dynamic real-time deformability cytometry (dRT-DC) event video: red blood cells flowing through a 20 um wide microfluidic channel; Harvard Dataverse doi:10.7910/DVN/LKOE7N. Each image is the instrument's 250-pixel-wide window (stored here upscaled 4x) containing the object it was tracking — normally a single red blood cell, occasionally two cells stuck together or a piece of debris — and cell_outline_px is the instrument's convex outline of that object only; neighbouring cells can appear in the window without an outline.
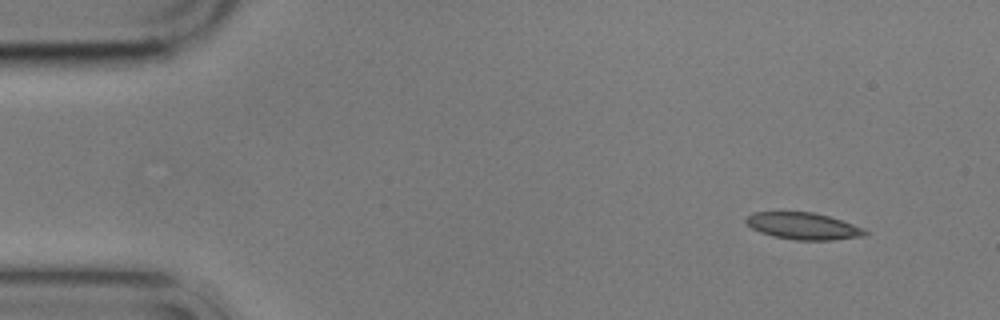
{"species": "common noctule bat (a hibernating species)", "species_latin": "Nyctalus noctula", "temperature_condition": "cold", "stored_images_in_passage": 4, "camera_frame_rate_fps": 3000, "um_per_image_px": 0.085, "animal": {"sex": "male", "body_mass_g": 17.9}, "frame": {"image": 1, "passage_image": 1, "time_ms": 0.0, "image_size_px": [1000, 320], "cell_outline_px": [[868, 232], [864, 236], [832, 240], [796, 240], [772, 236], [760, 232], [752, 228], [744, 220], [752, 212], [812, 212], [828, 216], [864, 228]], "centroid_in_image_um": [68.26, 19.22], "position_along_channel_um": 16.7, "area_um2": 18.5}}
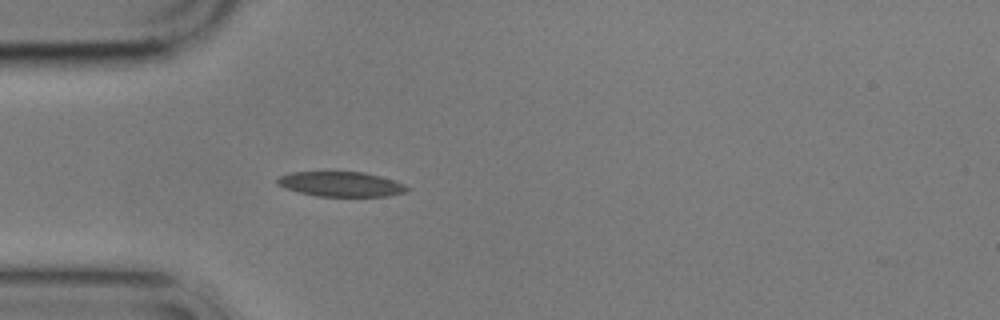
{"frame": {"image": 2, "passage_image": 4, "time_ms": 3.667, "image_size_px": [1000, 320], "cell_outline_px": [[408, 188], [404, 192], [388, 196], [316, 196], [284, 188], [276, 184], [276, 180], [280, 176], [292, 172], [364, 172], [380, 176], [404, 184]], "centroid_in_image_um": [28.94, 15.65], "position_along_channel_um": 56.1, "area_um2": 18.61}}